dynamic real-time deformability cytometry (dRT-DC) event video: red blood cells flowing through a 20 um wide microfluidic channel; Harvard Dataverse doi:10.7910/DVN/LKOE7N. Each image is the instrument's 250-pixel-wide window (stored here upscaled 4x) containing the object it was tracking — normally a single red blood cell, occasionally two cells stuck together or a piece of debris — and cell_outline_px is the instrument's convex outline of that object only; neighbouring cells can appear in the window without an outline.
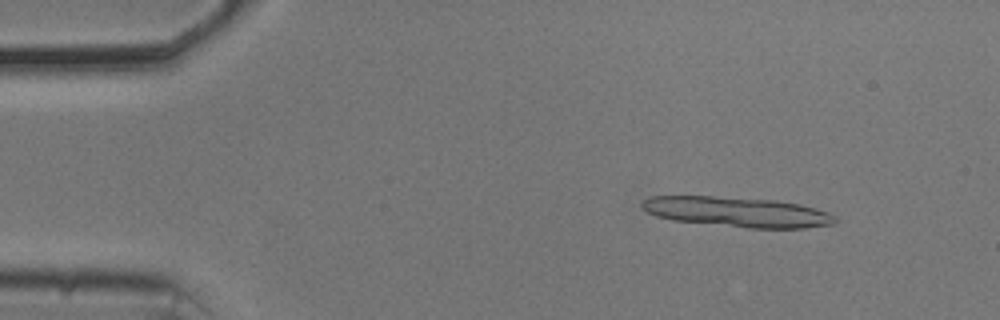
{"species": "common noctule bat (a hibernating species)", "species_latin": "Nyctalus noctula", "temperature_condition": "cold", "stored_images_in_passage": 13, "camera_frame_rate_fps": 3000, "um_per_image_px": 0.085, "animal": {"sex": "male", "body_mass_g": 20.5, "forearm_length_mm": 52.5}, "frame": {"image": 1, "passage_image": 6, "time_ms": 1.667, "image_size_px": [1000, 320], "cell_outline_px": [[836, 220], [832, 224], [804, 228], [748, 228], [672, 220], [656, 216], [640, 208], [640, 200], [652, 196], [712, 196], [776, 200], [800, 204], [816, 208], [828, 212], [836, 216]], "centroid_in_image_um": [62.62, 18.01], "position_along_channel_um": 22.4, "area_um2": 33.99}}